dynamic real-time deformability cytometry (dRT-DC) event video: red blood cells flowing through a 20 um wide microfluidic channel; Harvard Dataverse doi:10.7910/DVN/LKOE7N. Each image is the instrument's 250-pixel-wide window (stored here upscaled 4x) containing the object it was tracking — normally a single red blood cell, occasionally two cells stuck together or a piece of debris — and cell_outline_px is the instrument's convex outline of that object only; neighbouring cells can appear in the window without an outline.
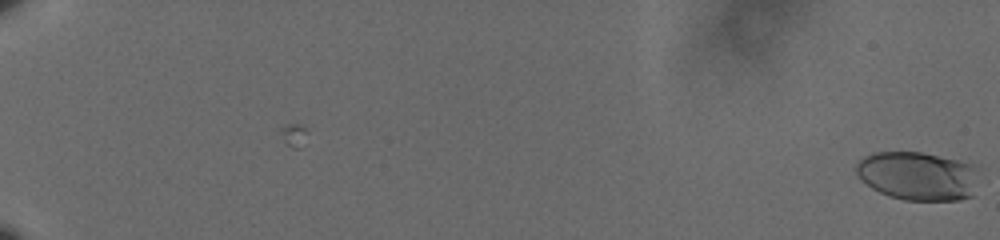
{"species": "human", "species_latin": "Homo sapiens", "temperature_condition": "cold", "stored_images_in_passage": 9, "camera_frame_rate_fps": 3000, "um_per_image_px": 0.085, "donor": {"sex": "male"}, "frame": {"image": 1, "passage_image": 9, "time_ms": 2.667, "image_size_px": [1000, 240], "cell_outline_px": [[980, 168], [972, 196], [960, 200], [904, 200], [888, 196], [872, 188], [860, 180], [856, 172], [856, 164], [864, 156], [872, 152], [920, 152], [980, 164]], "centroid_in_image_um": [78.05, 14.94], "position_along_channel_um": 6.9, "area_um2": 35.37}}